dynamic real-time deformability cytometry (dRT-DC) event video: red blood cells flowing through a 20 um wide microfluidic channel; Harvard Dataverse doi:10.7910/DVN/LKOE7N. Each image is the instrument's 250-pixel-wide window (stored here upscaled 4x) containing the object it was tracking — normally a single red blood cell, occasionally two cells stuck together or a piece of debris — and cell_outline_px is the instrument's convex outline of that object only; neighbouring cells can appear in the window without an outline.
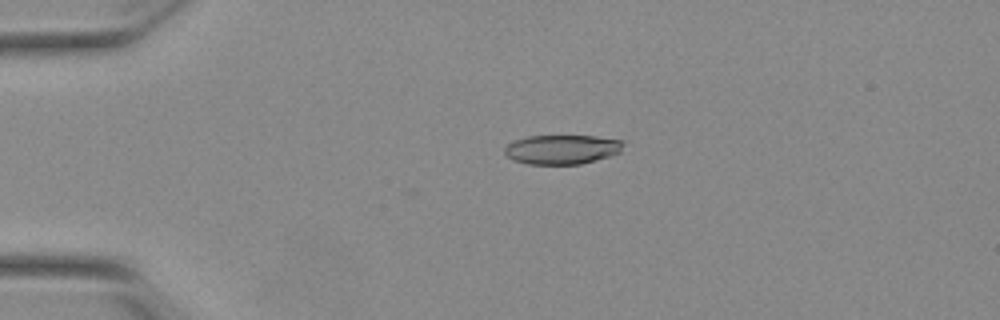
{"species": "Egyptian fruit bat (a non-hibernating species)", "species_latin": "Rousettus aegyptiacus", "temperature_condition": "warm", "stored_images_in_passage": 45, "camera_frame_rate_fps": 3000, "um_per_image_px": 0.085, "animal": {"sex": "female"}, "frame": {"image": 1, "passage_image": 4, "time_ms": 1.0, "image_size_px": [1000, 320], "cell_outline_px": [[624, 144], [620, 152], [608, 156], [580, 164], [528, 164], [516, 160], [508, 156], [504, 152], [504, 148], [512, 140], [528, 136], [596, 136], [624, 140]], "centroid_in_image_um": [47.77, 12.68], "position_along_channel_um": 37.2, "area_um2": 20.23}}
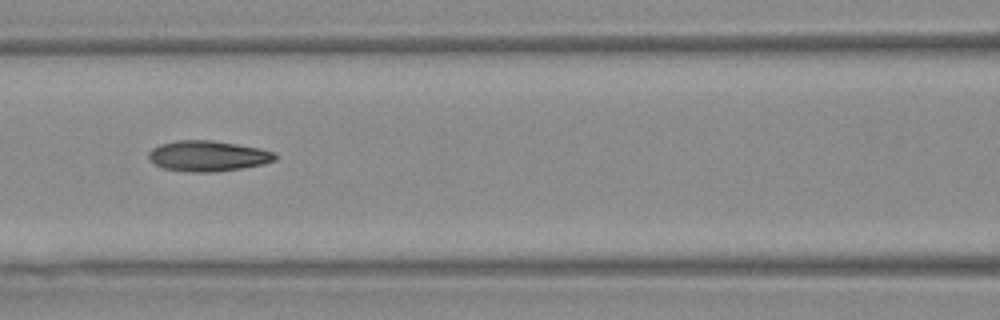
{"frame": {"image": 2, "passage_image": 16, "time_ms": 5.0, "image_size_px": [1000, 320], "cell_outline_px": [[276, 160], [264, 164], [216, 172], [192, 172], [164, 168], [156, 164], [148, 156], [148, 152], [152, 148], [160, 144], [176, 140], [212, 140], [260, 148], [276, 152]], "centroid_in_image_um": [17.69, 13.25], "position_along_channel_um": 148.9, "area_um2": 22.48}}
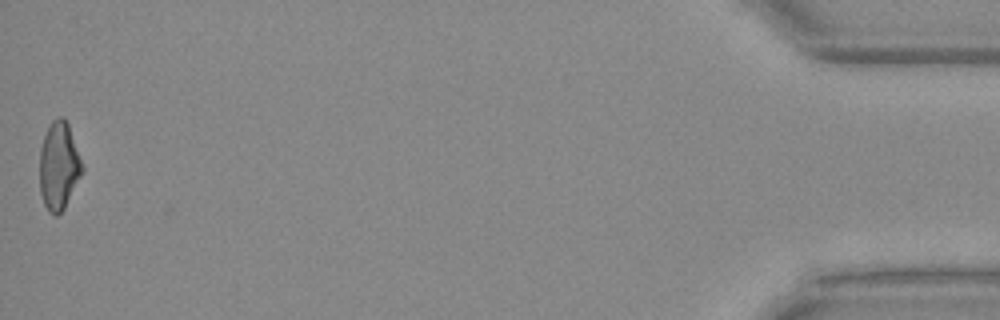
{"frame": {"image": 3, "passage_image": 45, "time_ms": 14.667, "image_size_px": [1000, 320], "cell_outline_px": [[84, 172], [64, 208], [56, 216], [52, 216], [48, 212], [44, 204], [40, 192], [40, 148], [44, 136], [52, 120], [56, 116], [64, 116], [68, 124], [84, 168]], "centroid_in_image_um": [5.0, 14.11], "position_along_channel_um": 430.2, "area_um2": 21.91}, "authors_computed_cell_mechanics": {"area_um2": 21.9062, "velocity_mm_per_s": 3.866, "shape_relaxation_time_tau1_ms": 7.9358, "shape_relaxation_time_tau2_ms": 2.359, "deformation_change_tau1": 0.231, "deformation_change_tau2": 0.107}}